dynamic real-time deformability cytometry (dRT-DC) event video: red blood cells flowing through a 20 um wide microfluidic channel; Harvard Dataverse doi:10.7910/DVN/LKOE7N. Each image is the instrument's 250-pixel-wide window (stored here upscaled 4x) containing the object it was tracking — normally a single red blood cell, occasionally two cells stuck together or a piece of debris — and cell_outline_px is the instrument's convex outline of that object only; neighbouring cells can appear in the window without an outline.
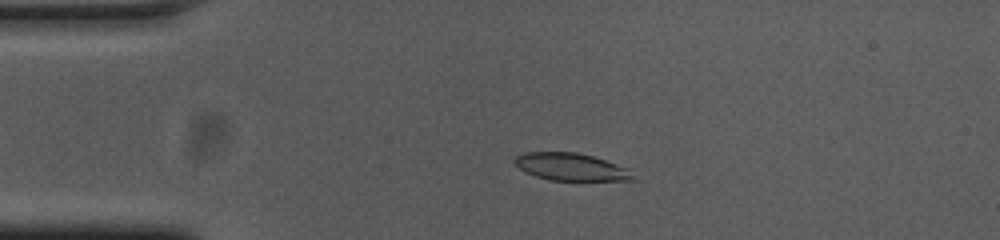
{"species": "common noctule bat (a hibernating species)", "species_latin": "Nyctalus noctula", "temperature_condition": "cold", "stored_images_in_passage": 44, "camera_frame_rate_fps": 3000, "um_per_image_px": 0.085, "animal": {"sex": "female", "body_mass_g": 23.0, "forearm_length_mm": 53.4}, "frame": {"image": 1, "passage_image": 2, "time_ms": 0.333, "image_size_px": [1000, 240], "cell_outline_px": [[636, 180], [548, 180], [524, 172], [512, 160], [516, 156], [524, 152], [576, 152], [592, 156], [628, 168]], "centroid_in_image_um": [48.5, 14.18], "position_along_channel_um": 36.5, "area_um2": 18.79}}
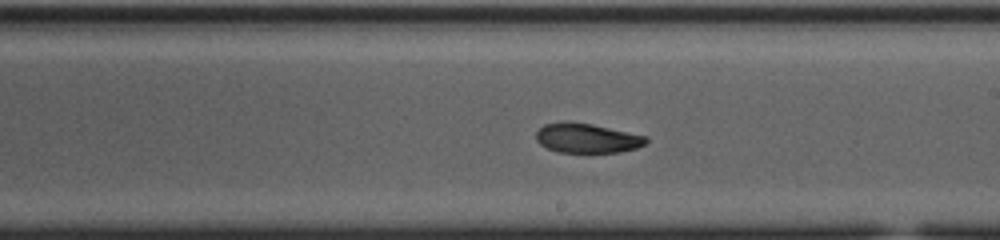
{"frame": {"image": 2, "passage_image": 21, "time_ms": 6.667, "image_size_px": [1000, 240], "cell_outline_px": [[648, 140], [644, 144], [636, 148], [620, 152], [556, 152], [540, 144], [536, 140], [536, 132], [544, 124], [592, 124], [648, 136]], "centroid_in_image_um": [49.94, 11.78], "position_along_channel_um": 239.1, "area_um2": 18.38}}
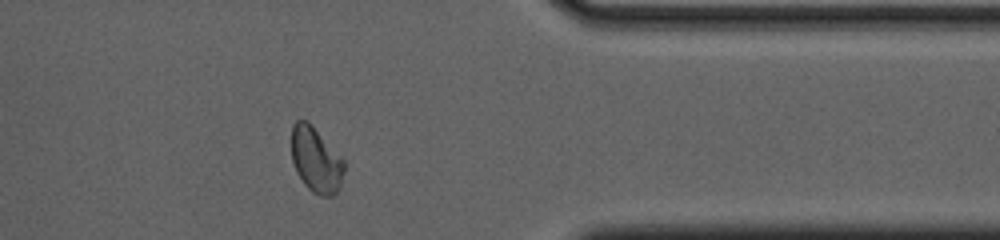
{"frame": {"image": 3, "passage_image": 34, "time_ms": 11.0, "image_size_px": [1000, 240], "cell_outline_px": [[344, 172], [340, 188], [332, 196], [320, 196], [312, 192], [304, 184], [296, 172], [292, 160], [292, 124], [296, 120], [308, 120], [344, 160]], "centroid_in_image_um": [26.85, 13.6], "position_along_channel_um": 384.5, "area_um2": 20.11}, "authors_computed_cell_mechanics": {"area_um2": 19.9699, "velocity_mm_per_s": 3.7323, "shape_relaxation_time_tau1_ms": null, "shape_relaxation_time_tau2_ms": 5.9766, "deformation_change_tau1": null, "deformation_change_tau2": 0.1005}}